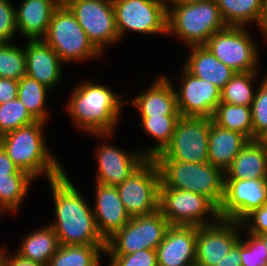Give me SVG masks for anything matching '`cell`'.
<instances>
[{"label": "cell", "mask_w": 267, "mask_h": 266, "mask_svg": "<svg viewBox=\"0 0 267 266\" xmlns=\"http://www.w3.org/2000/svg\"><path fill=\"white\" fill-rule=\"evenodd\" d=\"M48 90V87L27 75L18 81V98L37 121L47 120L45 101Z\"/></svg>", "instance_id": "cell-31"}, {"label": "cell", "mask_w": 267, "mask_h": 266, "mask_svg": "<svg viewBox=\"0 0 267 266\" xmlns=\"http://www.w3.org/2000/svg\"><path fill=\"white\" fill-rule=\"evenodd\" d=\"M18 97V81L0 78V104L10 102Z\"/></svg>", "instance_id": "cell-41"}, {"label": "cell", "mask_w": 267, "mask_h": 266, "mask_svg": "<svg viewBox=\"0 0 267 266\" xmlns=\"http://www.w3.org/2000/svg\"><path fill=\"white\" fill-rule=\"evenodd\" d=\"M130 103L137 107L141 117L180 115L175 88L167 77L161 76Z\"/></svg>", "instance_id": "cell-22"}, {"label": "cell", "mask_w": 267, "mask_h": 266, "mask_svg": "<svg viewBox=\"0 0 267 266\" xmlns=\"http://www.w3.org/2000/svg\"><path fill=\"white\" fill-rule=\"evenodd\" d=\"M221 17L227 26H243L254 23L264 31L263 0H216Z\"/></svg>", "instance_id": "cell-26"}, {"label": "cell", "mask_w": 267, "mask_h": 266, "mask_svg": "<svg viewBox=\"0 0 267 266\" xmlns=\"http://www.w3.org/2000/svg\"><path fill=\"white\" fill-rule=\"evenodd\" d=\"M226 26L216 0L183 4L167 11V33L182 38L188 47L204 45Z\"/></svg>", "instance_id": "cell-5"}, {"label": "cell", "mask_w": 267, "mask_h": 266, "mask_svg": "<svg viewBox=\"0 0 267 266\" xmlns=\"http://www.w3.org/2000/svg\"><path fill=\"white\" fill-rule=\"evenodd\" d=\"M161 182L169 188L203 194L219 207L224 198V171L209 162L156 161Z\"/></svg>", "instance_id": "cell-4"}, {"label": "cell", "mask_w": 267, "mask_h": 266, "mask_svg": "<svg viewBox=\"0 0 267 266\" xmlns=\"http://www.w3.org/2000/svg\"><path fill=\"white\" fill-rule=\"evenodd\" d=\"M30 175H8L0 177V212H16L29 190ZM29 186V187H28Z\"/></svg>", "instance_id": "cell-32"}, {"label": "cell", "mask_w": 267, "mask_h": 266, "mask_svg": "<svg viewBox=\"0 0 267 266\" xmlns=\"http://www.w3.org/2000/svg\"><path fill=\"white\" fill-rule=\"evenodd\" d=\"M163 2V5L165 6L166 10L168 11L170 8L175 6H180L183 4H190V3H196L206 0H161ZM168 2V4H167ZM171 3V4H170Z\"/></svg>", "instance_id": "cell-45"}, {"label": "cell", "mask_w": 267, "mask_h": 266, "mask_svg": "<svg viewBox=\"0 0 267 266\" xmlns=\"http://www.w3.org/2000/svg\"><path fill=\"white\" fill-rule=\"evenodd\" d=\"M212 121L217 126L245 135L253 140V124L251 106L232 105L219 103L216 107Z\"/></svg>", "instance_id": "cell-28"}, {"label": "cell", "mask_w": 267, "mask_h": 266, "mask_svg": "<svg viewBox=\"0 0 267 266\" xmlns=\"http://www.w3.org/2000/svg\"><path fill=\"white\" fill-rule=\"evenodd\" d=\"M96 151L98 161L96 183L115 187L128 179L147 159L143 151L129 154L110 143L101 144Z\"/></svg>", "instance_id": "cell-17"}, {"label": "cell", "mask_w": 267, "mask_h": 266, "mask_svg": "<svg viewBox=\"0 0 267 266\" xmlns=\"http://www.w3.org/2000/svg\"><path fill=\"white\" fill-rule=\"evenodd\" d=\"M160 183L157 162L147 158L128 179L116 186L130 218L151 214L159 209Z\"/></svg>", "instance_id": "cell-9"}, {"label": "cell", "mask_w": 267, "mask_h": 266, "mask_svg": "<svg viewBox=\"0 0 267 266\" xmlns=\"http://www.w3.org/2000/svg\"><path fill=\"white\" fill-rule=\"evenodd\" d=\"M60 0H23L15 9L17 31L28 40L43 39Z\"/></svg>", "instance_id": "cell-21"}, {"label": "cell", "mask_w": 267, "mask_h": 266, "mask_svg": "<svg viewBox=\"0 0 267 266\" xmlns=\"http://www.w3.org/2000/svg\"><path fill=\"white\" fill-rule=\"evenodd\" d=\"M37 121L19 98L0 104V138L2 135Z\"/></svg>", "instance_id": "cell-35"}, {"label": "cell", "mask_w": 267, "mask_h": 266, "mask_svg": "<svg viewBox=\"0 0 267 266\" xmlns=\"http://www.w3.org/2000/svg\"><path fill=\"white\" fill-rule=\"evenodd\" d=\"M159 209L170 225L202 227L219 219L218 207L205 195L166 187L160 183ZM209 214L212 221H206Z\"/></svg>", "instance_id": "cell-10"}, {"label": "cell", "mask_w": 267, "mask_h": 266, "mask_svg": "<svg viewBox=\"0 0 267 266\" xmlns=\"http://www.w3.org/2000/svg\"><path fill=\"white\" fill-rule=\"evenodd\" d=\"M110 266H158L156 250L141 249L127 255H108Z\"/></svg>", "instance_id": "cell-38"}, {"label": "cell", "mask_w": 267, "mask_h": 266, "mask_svg": "<svg viewBox=\"0 0 267 266\" xmlns=\"http://www.w3.org/2000/svg\"><path fill=\"white\" fill-rule=\"evenodd\" d=\"M196 239V226L171 225L156 248L158 266L195 265Z\"/></svg>", "instance_id": "cell-18"}, {"label": "cell", "mask_w": 267, "mask_h": 266, "mask_svg": "<svg viewBox=\"0 0 267 266\" xmlns=\"http://www.w3.org/2000/svg\"><path fill=\"white\" fill-rule=\"evenodd\" d=\"M245 26H226L214 33L204 46L236 73L255 72L258 48Z\"/></svg>", "instance_id": "cell-11"}, {"label": "cell", "mask_w": 267, "mask_h": 266, "mask_svg": "<svg viewBox=\"0 0 267 266\" xmlns=\"http://www.w3.org/2000/svg\"><path fill=\"white\" fill-rule=\"evenodd\" d=\"M241 222L219 218L215 223L197 227L196 261L198 266H215L240 240Z\"/></svg>", "instance_id": "cell-15"}, {"label": "cell", "mask_w": 267, "mask_h": 266, "mask_svg": "<svg viewBox=\"0 0 267 266\" xmlns=\"http://www.w3.org/2000/svg\"><path fill=\"white\" fill-rule=\"evenodd\" d=\"M215 266H242L241 261V237L227 255Z\"/></svg>", "instance_id": "cell-44"}, {"label": "cell", "mask_w": 267, "mask_h": 266, "mask_svg": "<svg viewBox=\"0 0 267 266\" xmlns=\"http://www.w3.org/2000/svg\"><path fill=\"white\" fill-rule=\"evenodd\" d=\"M225 179H267V145L249 141L224 171Z\"/></svg>", "instance_id": "cell-23"}, {"label": "cell", "mask_w": 267, "mask_h": 266, "mask_svg": "<svg viewBox=\"0 0 267 266\" xmlns=\"http://www.w3.org/2000/svg\"><path fill=\"white\" fill-rule=\"evenodd\" d=\"M190 55L184 68L200 79L211 82L222 89L236 73L218 60L204 45L189 46Z\"/></svg>", "instance_id": "cell-24"}, {"label": "cell", "mask_w": 267, "mask_h": 266, "mask_svg": "<svg viewBox=\"0 0 267 266\" xmlns=\"http://www.w3.org/2000/svg\"><path fill=\"white\" fill-rule=\"evenodd\" d=\"M106 245H59L47 266H99Z\"/></svg>", "instance_id": "cell-29"}, {"label": "cell", "mask_w": 267, "mask_h": 266, "mask_svg": "<svg viewBox=\"0 0 267 266\" xmlns=\"http://www.w3.org/2000/svg\"><path fill=\"white\" fill-rule=\"evenodd\" d=\"M171 225L160 209L130 218L129 222L106 241V255H127L141 249H153L163 241Z\"/></svg>", "instance_id": "cell-7"}, {"label": "cell", "mask_w": 267, "mask_h": 266, "mask_svg": "<svg viewBox=\"0 0 267 266\" xmlns=\"http://www.w3.org/2000/svg\"><path fill=\"white\" fill-rule=\"evenodd\" d=\"M249 141L241 133L217 126L211 118L208 162L225 171Z\"/></svg>", "instance_id": "cell-25"}, {"label": "cell", "mask_w": 267, "mask_h": 266, "mask_svg": "<svg viewBox=\"0 0 267 266\" xmlns=\"http://www.w3.org/2000/svg\"><path fill=\"white\" fill-rule=\"evenodd\" d=\"M262 141L267 145V136Z\"/></svg>", "instance_id": "cell-48"}, {"label": "cell", "mask_w": 267, "mask_h": 266, "mask_svg": "<svg viewBox=\"0 0 267 266\" xmlns=\"http://www.w3.org/2000/svg\"><path fill=\"white\" fill-rule=\"evenodd\" d=\"M15 9L9 0H0V42H10L17 32Z\"/></svg>", "instance_id": "cell-39"}, {"label": "cell", "mask_w": 267, "mask_h": 266, "mask_svg": "<svg viewBox=\"0 0 267 266\" xmlns=\"http://www.w3.org/2000/svg\"><path fill=\"white\" fill-rule=\"evenodd\" d=\"M24 51L27 76L49 89L60 83L62 61L43 39L29 40Z\"/></svg>", "instance_id": "cell-20"}, {"label": "cell", "mask_w": 267, "mask_h": 266, "mask_svg": "<svg viewBox=\"0 0 267 266\" xmlns=\"http://www.w3.org/2000/svg\"><path fill=\"white\" fill-rule=\"evenodd\" d=\"M248 234L258 235L267 233V202L260 208L253 210L242 221Z\"/></svg>", "instance_id": "cell-40"}, {"label": "cell", "mask_w": 267, "mask_h": 266, "mask_svg": "<svg viewBox=\"0 0 267 266\" xmlns=\"http://www.w3.org/2000/svg\"><path fill=\"white\" fill-rule=\"evenodd\" d=\"M71 93L66 108L75 126L98 137H111L119 122L121 106L126 104L122 96L91 81L77 85Z\"/></svg>", "instance_id": "cell-2"}, {"label": "cell", "mask_w": 267, "mask_h": 266, "mask_svg": "<svg viewBox=\"0 0 267 266\" xmlns=\"http://www.w3.org/2000/svg\"><path fill=\"white\" fill-rule=\"evenodd\" d=\"M251 115L253 140H263L267 136V75L255 92Z\"/></svg>", "instance_id": "cell-36"}, {"label": "cell", "mask_w": 267, "mask_h": 266, "mask_svg": "<svg viewBox=\"0 0 267 266\" xmlns=\"http://www.w3.org/2000/svg\"><path fill=\"white\" fill-rule=\"evenodd\" d=\"M8 175H29L20 170L7 155V152L0 145V177Z\"/></svg>", "instance_id": "cell-42"}, {"label": "cell", "mask_w": 267, "mask_h": 266, "mask_svg": "<svg viewBox=\"0 0 267 266\" xmlns=\"http://www.w3.org/2000/svg\"><path fill=\"white\" fill-rule=\"evenodd\" d=\"M264 244L265 250L267 251V233L256 235Z\"/></svg>", "instance_id": "cell-47"}, {"label": "cell", "mask_w": 267, "mask_h": 266, "mask_svg": "<svg viewBox=\"0 0 267 266\" xmlns=\"http://www.w3.org/2000/svg\"><path fill=\"white\" fill-rule=\"evenodd\" d=\"M44 123L46 122L35 121L6 133L1 136L0 145L20 170L33 178L46 174L49 181L65 171L46 146L43 136Z\"/></svg>", "instance_id": "cell-3"}, {"label": "cell", "mask_w": 267, "mask_h": 266, "mask_svg": "<svg viewBox=\"0 0 267 266\" xmlns=\"http://www.w3.org/2000/svg\"><path fill=\"white\" fill-rule=\"evenodd\" d=\"M26 75L24 49L11 42H0V78L19 81Z\"/></svg>", "instance_id": "cell-34"}, {"label": "cell", "mask_w": 267, "mask_h": 266, "mask_svg": "<svg viewBox=\"0 0 267 266\" xmlns=\"http://www.w3.org/2000/svg\"><path fill=\"white\" fill-rule=\"evenodd\" d=\"M0 261L3 263L4 266H46L26 259L19 255L17 252L14 256H9V254H6L5 249H3V252L0 256Z\"/></svg>", "instance_id": "cell-43"}, {"label": "cell", "mask_w": 267, "mask_h": 266, "mask_svg": "<svg viewBox=\"0 0 267 266\" xmlns=\"http://www.w3.org/2000/svg\"><path fill=\"white\" fill-rule=\"evenodd\" d=\"M182 83L175 89L177 109L182 117L212 118L221 102V89L211 82L193 76L183 67Z\"/></svg>", "instance_id": "cell-16"}, {"label": "cell", "mask_w": 267, "mask_h": 266, "mask_svg": "<svg viewBox=\"0 0 267 266\" xmlns=\"http://www.w3.org/2000/svg\"><path fill=\"white\" fill-rule=\"evenodd\" d=\"M180 117V115L141 117L140 126L158 142L143 152L147 158L154 159L171 143L176 123Z\"/></svg>", "instance_id": "cell-30"}, {"label": "cell", "mask_w": 267, "mask_h": 266, "mask_svg": "<svg viewBox=\"0 0 267 266\" xmlns=\"http://www.w3.org/2000/svg\"><path fill=\"white\" fill-rule=\"evenodd\" d=\"M257 73H235L229 82L221 89V102L232 105L251 106L255 93L252 81Z\"/></svg>", "instance_id": "cell-33"}, {"label": "cell", "mask_w": 267, "mask_h": 266, "mask_svg": "<svg viewBox=\"0 0 267 266\" xmlns=\"http://www.w3.org/2000/svg\"><path fill=\"white\" fill-rule=\"evenodd\" d=\"M17 253L33 262L48 265L59 247L58 237L51 226H43L22 240Z\"/></svg>", "instance_id": "cell-27"}, {"label": "cell", "mask_w": 267, "mask_h": 266, "mask_svg": "<svg viewBox=\"0 0 267 266\" xmlns=\"http://www.w3.org/2000/svg\"><path fill=\"white\" fill-rule=\"evenodd\" d=\"M211 118L180 117L171 143L155 161L208 162V142Z\"/></svg>", "instance_id": "cell-8"}, {"label": "cell", "mask_w": 267, "mask_h": 266, "mask_svg": "<svg viewBox=\"0 0 267 266\" xmlns=\"http://www.w3.org/2000/svg\"><path fill=\"white\" fill-rule=\"evenodd\" d=\"M43 40L56 52L62 63L102 55L89 41L84 29L63 2L54 10Z\"/></svg>", "instance_id": "cell-6"}, {"label": "cell", "mask_w": 267, "mask_h": 266, "mask_svg": "<svg viewBox=\"0 0 267 266\" xmlns=\"http://www.w3.org/2000/svg\"><path fill=\"white\" fill-rule=\"evenodd\" d=\"M93 207L97 229L107 241L130 220L115 186L96 183Z\"/></svg>", "instance_id": "cell-19"}, {"label": "cell", "mask_w": 267, "mask_h": 266, "mask_svg": "<svg viewBox=\"0 0 267 266\" xmlns=\"http://www.w3.org/2000/svg\"><path fill=\"white\" fill-rule=\"evenodd\" d=\"M267 202V179H225L219 218L241 222Z\"/></svg>", "instance_id": "cell-14"}, {"label": "cell", "mask_w": 267, "mask_h": 266, "mask_svg": "<svg viewBox=\"0 0 267 266\" xmlns=\"http://www.w3.org/2000/svg\"><path fill=\"white\" fill-rule=\"evenodd\" d=\"M63 3L101 54L108 44L120 40L112 0H65Z\"/></svg>", "instance_id": "cell-12"}, {"label": "cell", "mask_w": 267, "mask_h": 266, "mask_svg": "<svg viewBox=\"0 0 267 266\" xmlns=\"http://www.w3.org/2000/svg\"><path fill=\"white\" fill-rule=\"evenodd\" d=\"M119 39L137 33H167V10L161 0H112Z\"/></svg>", "instance_id": "cell-13"}, {"label": "cell", "mask_w": 267, "mask_h": 266, "mask_svg": "<svg viewBox=\"0 0 267 266\" xmlns=\"http://www.w3.org/2000/svg\"><path fill=\"white\" fill-rule=\"evenodd\" d=\"M249 235L248 241L243 242L241 238L242 266L267 265V251L263 242L256 235Z\"/></svg>", "instance_id": "cell-37"}, {"label": "cell", "mask_w": 267, "mask_h": 266, "mask_svg": "<svg viewBox=\"0 0 267 266\" xmlns=\"http://www.w3.org/2000/svg\"><path fill=\"white\" fill-rule=\"evenodd\" d=\"M56 221L51 226L60 245H106L100 235L93 209L80 195L66 172L49 180ZM88 204V205H87Z\"/></svg>", "instance_id": "cell-1"}, {"label": "cell", "mask_w": 267, "mask_h": 266, "mask_svg": "<svg viewBox=\"0 0 267 266\" xmlns=\"http://www.w3.org/2000/svg\"><path fill=\"white\" fill-rule=\"evenodd\" d=\"M264 31L267 32V0H263Z\"/></svg>", "instance_id": "cell-46"}]
</instances>
